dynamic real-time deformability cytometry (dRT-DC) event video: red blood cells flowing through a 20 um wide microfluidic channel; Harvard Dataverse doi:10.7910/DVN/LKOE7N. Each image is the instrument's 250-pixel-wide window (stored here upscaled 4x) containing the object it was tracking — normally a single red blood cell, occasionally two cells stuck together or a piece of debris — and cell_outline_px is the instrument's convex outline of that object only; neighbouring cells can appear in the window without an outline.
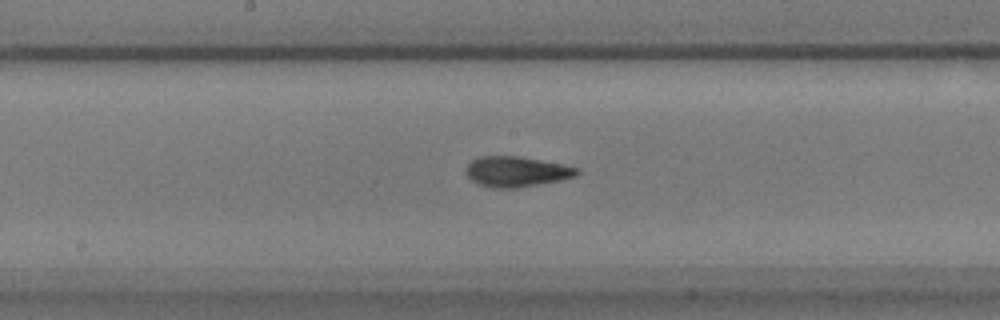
{"species": "common noctule bat (a hibernating species)", "species_latin": "Nyctalus noctula", "temperature_condition": "warm", "stored_images_in_passage": 56, "camera_frame_rate_fps": 3000, "um_per_image_px": 0.085, "animal": {"sex": "male", "body_mass_g": 17.9}, "frame": {"image": 1, "passage_image": 29, "time_ms": 9.333, "image_size_px": [1000, 320], "cell_outline_px": [[580, 172], [576, 176], [560, 180], [516, 188], [492, 188], [480, 184], [472, 180], [468, 176], [468, 164], [472, 160], [480, 156], [516, 156], [560, 164], [576, 168]], "centroid_in_image_um": [43.89, 14.59], "position_along_channel_um": 204.3, "area_um2": 19.13}}
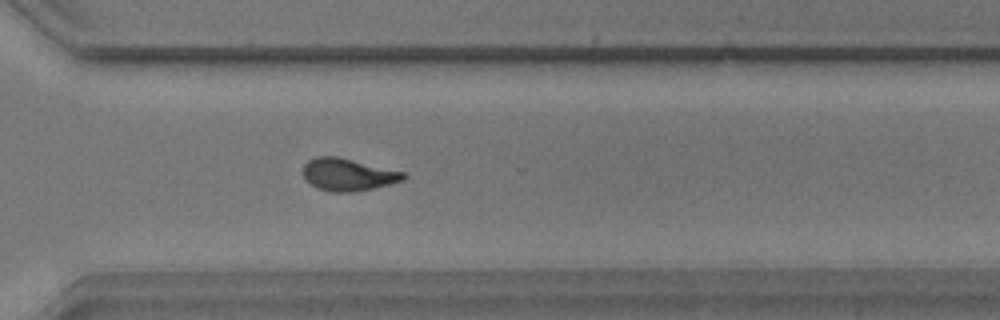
{"frame": {"image": 2, "passage_image": 40, "time_ms": 13.0, "image_size_px": [1000, 320], "cell_outline_px": [[408, 176], [404, 180], [372, 188], [352, 192], [332, 192], [316, 188], [304, 180], [304, 164], [308, 160], [316, 156], [336, 156], [408, 172]], "centroid_in_image_um": [29.6, 14.83], "position_along_channel_um": 341.0, "area_um2": 19.13}}
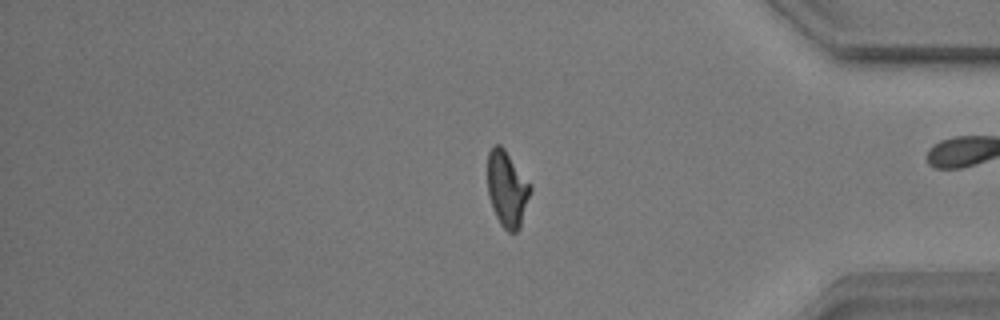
{"frame": {"image": 3, "passage_image": 46, "time_ms": 15.0, "image_size_px": [1000, 320], "cell_outline_px": [[532, 188], [520, 228], [516, 232], [508, 232], [500, 224], [492, 208], [488, 196], [488, 152], [492, 144], [500, 144], [504, 148], [532, 184]], "centroid_in_image_um": [43.11, 16.04], "position_along_channel_um": 392.1, "area_um2": 19.19}, "authors_computed_cell_mechanics": {"area_um2": 18.6694, "velocity_mm_per_s": 3.7408, "shape_relaxation_time_tau1_ms": 3.8422, "shape_relaxation_time_tau2_ms": 0.9531, "deformation_change_tau1": 0.1678, "deformation_change_tau2": 0.0726}}